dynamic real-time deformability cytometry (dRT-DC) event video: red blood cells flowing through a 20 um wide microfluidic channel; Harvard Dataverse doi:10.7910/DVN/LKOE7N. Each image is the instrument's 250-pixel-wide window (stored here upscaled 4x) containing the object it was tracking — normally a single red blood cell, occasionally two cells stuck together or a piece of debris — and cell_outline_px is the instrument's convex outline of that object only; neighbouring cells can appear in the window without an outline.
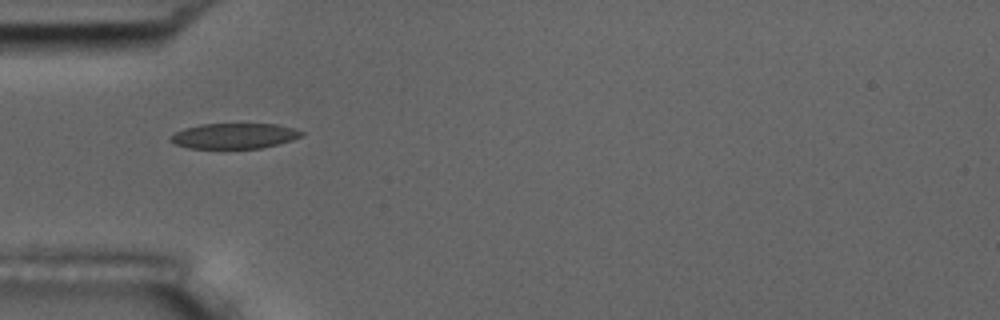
{"species": "common noctule bat (a hibernating species)", "species_latin": "Nyctalus noctula", "temperature_condition": "room temperature", "stored_images_in_passage": 5, "camera_frame_rate_fps": 3000, "um_per_image_px": 0.085, "animal": {"sex": "male", "body_mass_g": 17.5, "forearm_length_mm": 52.3}, "frame": {"image": 1, "passage_image": 1, "time_ms": 0.0, "image_size_px": [1000, 320], "cell_outline_px": [[304, 132], [300, 136], [292, 140], [260, 148], [188, 148], [176, 144], [168, 140], [176, 132], [184, 128], [200, 124], [276, 124], [292, 128]], "centroid_in_image_um": [19.88, 11.55], "position_along_channel_um": 65.1, "area_um2": 19.13}}
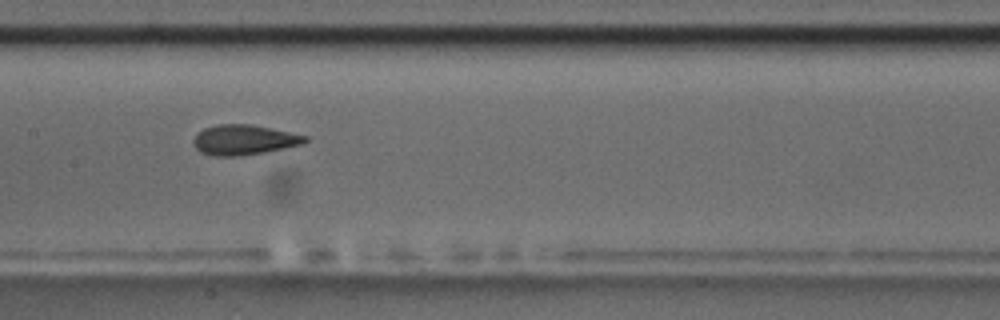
{"frame": {"image": 2, "passage_image": 4, "time_ms": 3.333, "image_size_px": [1000, 320], "cell_outline_px": [[308, 140], [304, 144], [264, 152], [240, 156], [212, 156], [200, 152], [192, 144], [192, 140], [196, 132], [204, 128], [216, 124], [252, 124], [308, 136]], "centroid_in_image_um": [20.7, 11.88], "position_along_channel_um": 186.7, "area_um2": 19.83}}